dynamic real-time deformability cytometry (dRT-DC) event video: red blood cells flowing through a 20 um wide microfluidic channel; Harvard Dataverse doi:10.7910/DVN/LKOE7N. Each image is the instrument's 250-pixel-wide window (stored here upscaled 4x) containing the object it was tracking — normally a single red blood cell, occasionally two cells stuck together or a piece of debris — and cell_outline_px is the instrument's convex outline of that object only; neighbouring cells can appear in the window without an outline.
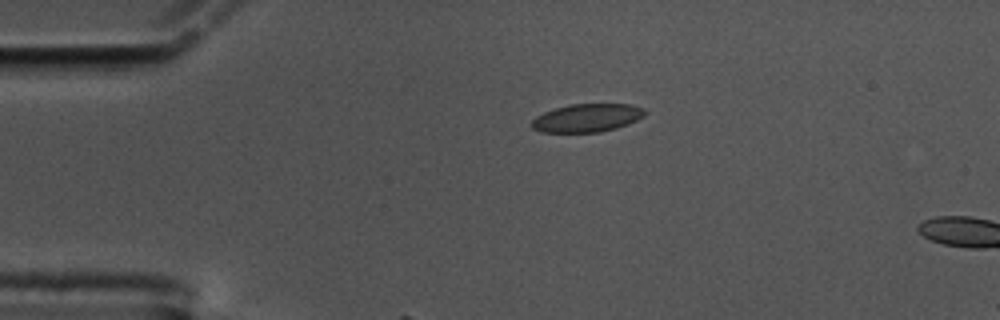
{"species": "common noctule bat (a hibernating species)", "species_latin": "Nyctalus noctula", "temperature_condition": "cold", "stored_images_in_passage": 29, "camera_frame_rate_fps": 3000, "um_per_image_px": 0.085, "animal": {"sex": "male", "body_mass_g": 17.5, "forearm_length_mm": 52.3}, "frame": {"image": 1, "passage_image": 1, "time_ms": 0.0, "image_size_px": [1000, 320], "cell_outline_px": [[648, 112], [644, 116], [628, 124], [616, 128], [600, 132], [540, 132], [532, 128], [532, 120], [536, 116], [544, 112], [568, 104], [632, 104], [644, 108]], "centroid_in_image_um": [49.92, 10.01], "position_along_channel_um": 35.1, "area_um2": 18.67}}